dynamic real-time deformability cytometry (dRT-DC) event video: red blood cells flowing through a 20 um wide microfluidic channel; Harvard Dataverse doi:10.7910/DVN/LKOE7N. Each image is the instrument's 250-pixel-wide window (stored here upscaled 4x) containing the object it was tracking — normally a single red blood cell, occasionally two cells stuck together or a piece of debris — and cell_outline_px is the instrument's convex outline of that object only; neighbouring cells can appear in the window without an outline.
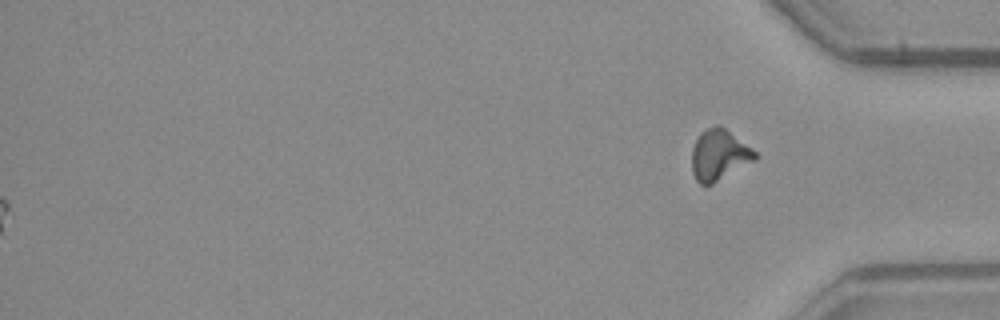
{"species": "common noctule bat (a hibernating species)", "species_latin": "Nyctalus noctula", "temperature_condition": "warm", "stored_images_in_passage": 45, "segment_of_instrument_passage": [2, 2], "camera_frame_rate_fps": 3000, "um_per_image_px": 0.085, "animal": {"sex": "male", "body_mass_g": 23.1, "forearm_length_mm": 52.7}, "frame": {"image": 1, "passage_image": 45, "time_ms": 14.667, "image_size_px": [1000, 320], "cell_outline_px": [[760, 156], [756, 160], [712, 184], [700, 184], [696, 180], [692, 172], [692, 148], [700, 132], [716, 124], [720, 124], [752, 148]], "centroid_in_image_um": [61.14, 13.16], "position_along_channel_um": 374.1, "area_um2": 18.84}}